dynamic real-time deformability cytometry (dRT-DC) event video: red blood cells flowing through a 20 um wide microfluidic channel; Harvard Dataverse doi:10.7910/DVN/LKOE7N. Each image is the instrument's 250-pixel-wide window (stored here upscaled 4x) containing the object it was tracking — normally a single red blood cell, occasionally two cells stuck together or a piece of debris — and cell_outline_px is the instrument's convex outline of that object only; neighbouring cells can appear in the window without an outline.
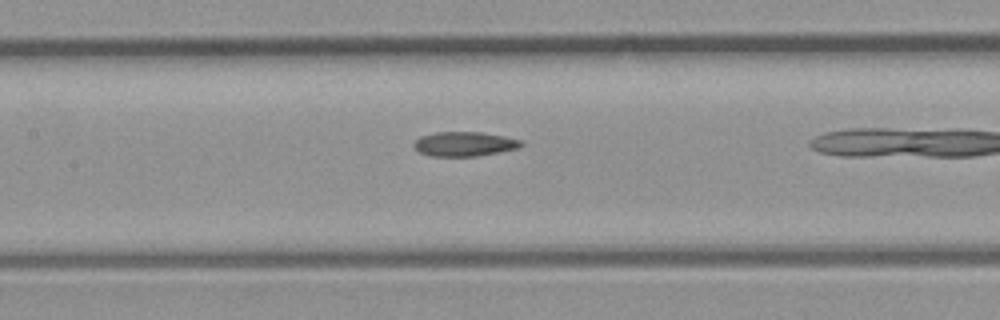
{"species": "common noctule bat (a hibernating species)", "species_latin": "Nyctalus noctula", "temperature_condition": "room temperature", "stored_images_in_passage": 10, "camera_frame_rate_fps": 3000, "um_per_image_px": 0.085, "animal": {"sex": "male", "body_mass_g": 23.1, "forearm_length_mm": 52.7}, "frame": {"image": 1, "passage_image": 9, "time_ms": 2.667, "image_size_px": [1000, 320], "cell_outline_px": [[524, 144], [520, 148], [500, 152], [476, 156], [432, 156], [420, 152], [412, 144], [420, 136], [436, 132], [480, 132], [504, 136], [520, 140]], "centroid_in_image_um": [39.49, 12.23], "position_along_channel_um": 167.9, "area_um2": 15.26}}